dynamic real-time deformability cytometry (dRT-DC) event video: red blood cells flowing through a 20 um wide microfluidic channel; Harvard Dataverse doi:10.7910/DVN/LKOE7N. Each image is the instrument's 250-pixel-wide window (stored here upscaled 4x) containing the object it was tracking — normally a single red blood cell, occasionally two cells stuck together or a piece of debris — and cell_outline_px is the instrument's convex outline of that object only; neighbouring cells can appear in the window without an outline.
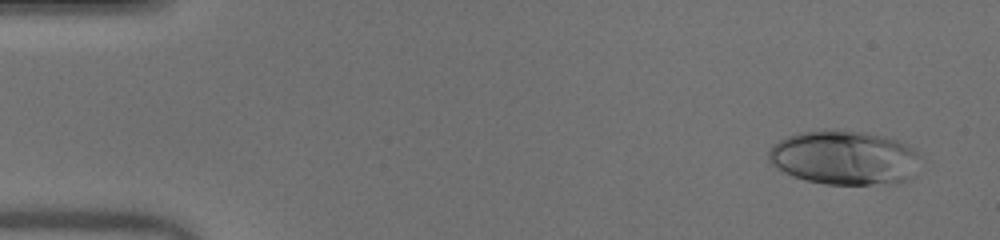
{"species": "human", "species_latin": "Homo sapiens", "temperature_condition": "warm", "stored_images_in_passage": 50, "camera_frame_rate_fps": 3000, "um_per_image_px": 0.085, "donor": {"sex": "male"}, "frame": {"image": 1, "passage_image": 3, "time_ms": 0.667, "image_size_px": [1000, 240], "cell_outline_px": [[920, 156], [908, 180], [900, 184], [824, 184], [804, 180], [792, 176], [776, 168], [768, 160], [768, 152], [772, 144], [788, 136], [800, 132], [860, 132], [884, 136], [896, 140], [912, 148]], "centroid_in_image_um": [71.73, 13.44], "position_along_channel_um": 13.3, "area_um2": 47.28}}
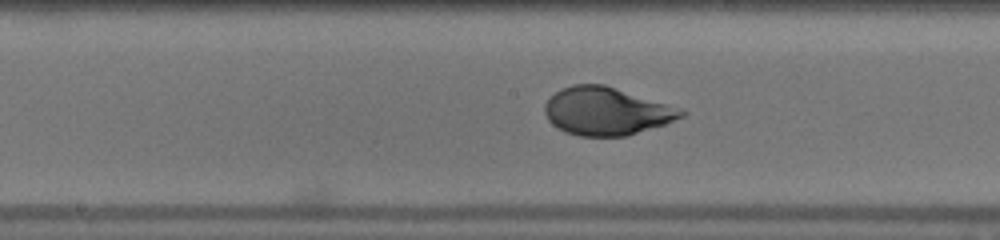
{"frame": {"image": 2, "passage_image": 26, "time_ms": 8.333, "image_size_px": [1000, 240], "cell_outline_px": [[688, 112], [684, 116], [664, 124], [628, 136], [580, 136], [564, 132], [552, 124], [548, 120], [544, 112], [544, 104], [556, 92], [572, 84], [604, 84]], "centroid_in_image_um": [51.49, 9.47], "position_along_channel_um": 196.7, "area_um2": 37.51}}
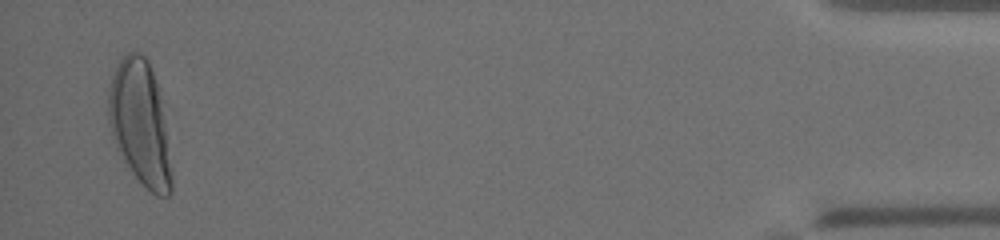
{"frame": {"image": 3, "passage_image": 49, "time_ms": 16.0, "image_size_px": [1000, 240], "cell_outline_px": [[172, 192], [168, 196], [156, 196], [132, 172], [124, 160], [112, 136], [108, 120], [108, 84], [116, 64], [128, 52], [140, 52], [148, 60], [160, 96], [172, 172]], "centroid_in_image_um": [11.88, 10.44], "position_along_channel_um": 423.3, "area_um2": 45.2}, "authors_computed_cell_mechanics": {"area_um2": 39.3618, "velocity_mm_per_s": 4.0308, "shape_relaxation_time_tau1_ms": 6.2262, "shape_relaxation_time_tau2_ms": null, "deformation_change_tau1": 0.3195, "deformation_change_tau2": null}}